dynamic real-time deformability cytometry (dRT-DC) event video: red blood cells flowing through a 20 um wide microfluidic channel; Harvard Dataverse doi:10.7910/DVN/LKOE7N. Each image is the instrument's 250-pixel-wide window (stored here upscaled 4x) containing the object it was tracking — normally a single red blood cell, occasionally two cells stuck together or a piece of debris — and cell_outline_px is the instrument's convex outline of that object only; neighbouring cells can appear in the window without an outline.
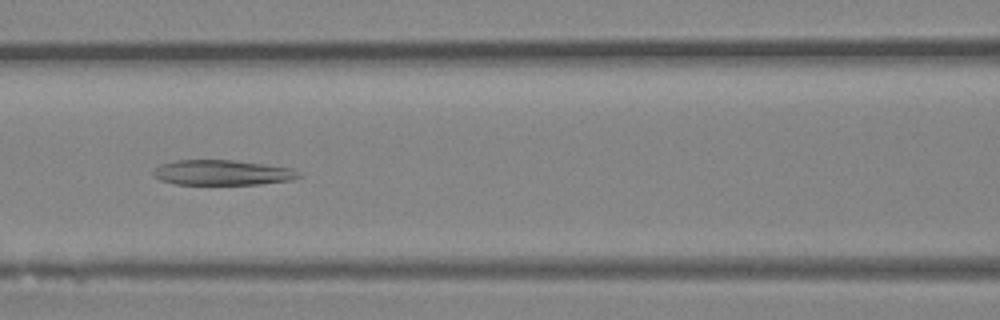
{"species": "Egyptian fruit bat (a non-hibernating species)", "species_latin": "Rousettus aegyptiacus", "temperature_condition": "room temperature", "stored_images_in_passage": 42, "camera_frame_rate_fps": 3000, "um_per_image_px": 0.085, "animal": {"sex": "female"}, "frame": {"image": 1, "passage_image": 16, "time_ms": 5.0, "image_size_px": [1000, 320], "cell_outline_px": [[300, 176], [288, 180], [260, 184], [176, 184], [160, 180], [152, 176], [152, 172], [160, 164], [176, 160], [232, 160], [264, 164], [288, 168], [300, 172]], "centroid_in_image_um": [18.82, 14.67], "position_along_channel_um": 147.8, "area_um2": 21.1}}
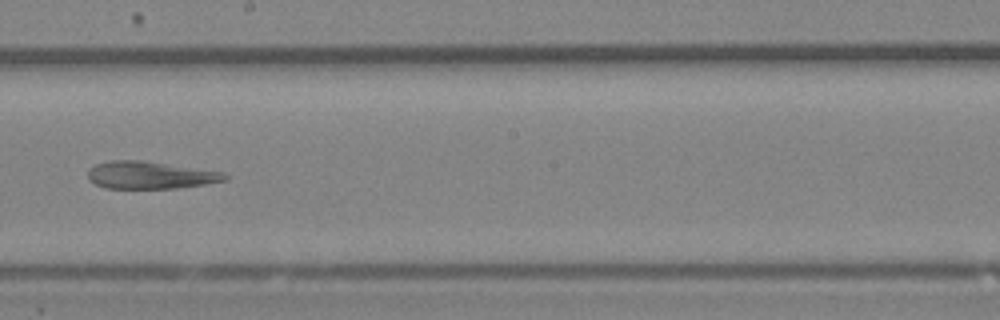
{"frame": {"image": 2, "passage_image": 22, "time_ms": 7.0, "image_size_px": [1000, 320], "cell_outline_px": [[228, 180], [204, 184], [176, 188], [104, 188], [88, 180], [88, 168], [96, 164], [112, 160], [144, 160], [224, 172], [228, 176]], "centroid_in_image_um": [12.75, 14.88], "position_along_channel_um": 235.4, "area_um2": 21.96}}
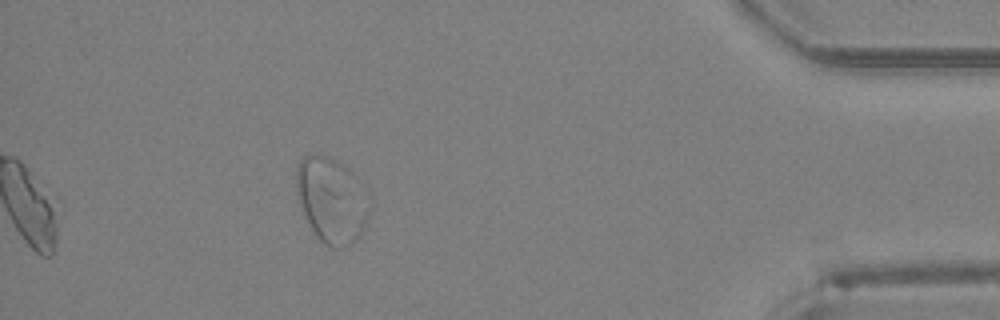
{"frame": {"image": 3, "passage_image": 37, "time_ms": 12.0, "image_size_px": [1000, 320], "cell_outline_px": [[364, 224], [360, 232], [344, 248], [332, 248], [324, 244], [316, 236], [304, 212], [300, 200], [296, 184], [296, 168], [300, 160], [304, 156], [316, 152], [336, 160], [364, 180]], "centroid_in_image_um": [28.13, 16.93], "position_along_channel_um": 407.1, "area_um2": 35.26}}